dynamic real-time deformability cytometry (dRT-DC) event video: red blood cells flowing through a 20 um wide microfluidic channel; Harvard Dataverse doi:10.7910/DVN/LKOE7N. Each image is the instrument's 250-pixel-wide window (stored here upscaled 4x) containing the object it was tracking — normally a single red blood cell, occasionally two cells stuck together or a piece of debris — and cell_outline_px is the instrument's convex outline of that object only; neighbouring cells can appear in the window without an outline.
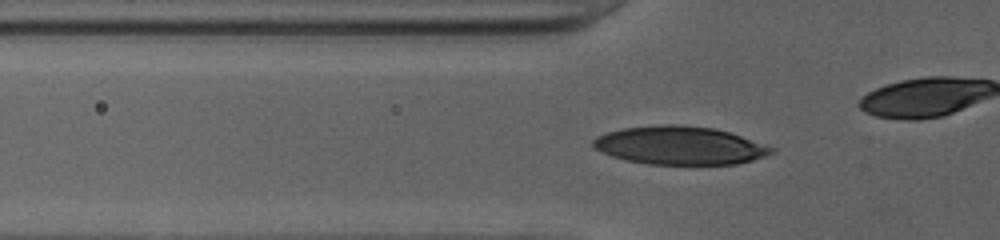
{"species": "human", "species_latin": "Homo sapiens", "temperature_condition": "cold", "stored_images_in_passage": 37, "camera_frame_rate_fps": 3000, "um_per_image_px": 0.085, "donor": {"sex": "female"}, "frame": {"image": 1, "passage_image": 13, "time_ms": 4.0, "image_size_px": [1000, 240], "cell_outline_px": [[776, 152], [752, 160], [736, 164], [648, 164], [628, 160], [612, 156], [596, 148], [592, 144], [592, 140], [596, 136], [608, 132], [624, 128], [664, 124], [676, 124], [712, 128], [728, 132], [776, 148]], "centroid_in_image_um": [57.79, 12.36], "position_along_channel_um": 68.0, "area_um2": 39.36}}
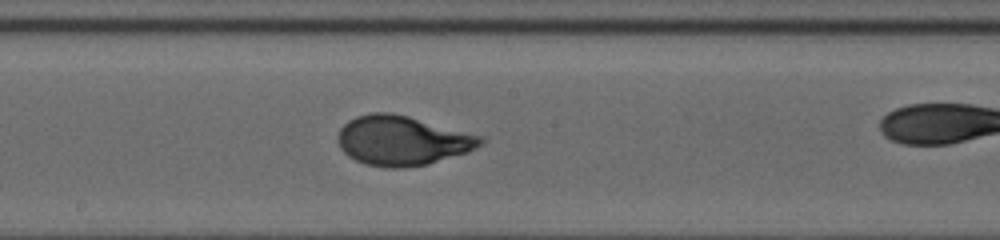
{"frame": {"image": 2, "passage_image": 24, "time_ms": 7.667, "image_size_px": [1000, 240], "cell_outline_px": [[488, 140], [476, 148], [468, 152], [428, 164], [400, 168], [388, 168], [364, 164], [348, 156], [340, 148], [336, 140], [336, 136], [340, 128], [348, 120], [356, 116], [372, 112], [392, 112], [408, 116], [484, 136]], "centroid_in_image_um": [34.19, 11.94], "position_along_channel_um": 214.0, "area_um2": 41.67}}
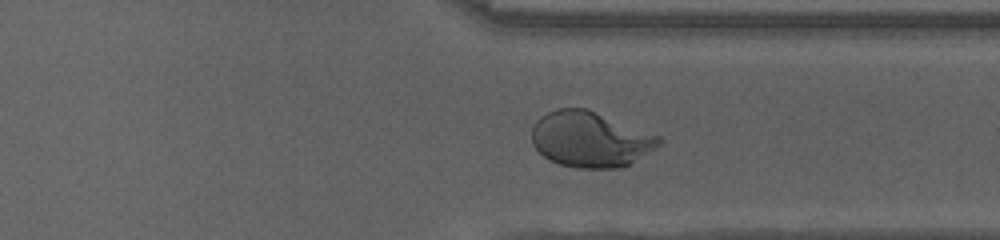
{"frame": {"image": 3, "passage_image": 35, "time_ms": 11.333, "image_size_px": [1000, 240], "cell_outline_px": [[664, 140], [660, 144], [624, 168], [576, 168], [560, 164], [544, 156], [532, 144], [532, 128], [536, 120], [540, 116], [556, 108], [588, 108], [660, 136]], "centroid_in_image_um": [50.17, 11.83], "position_along_channel_um": 361.2, "area_um2": 41.27}}